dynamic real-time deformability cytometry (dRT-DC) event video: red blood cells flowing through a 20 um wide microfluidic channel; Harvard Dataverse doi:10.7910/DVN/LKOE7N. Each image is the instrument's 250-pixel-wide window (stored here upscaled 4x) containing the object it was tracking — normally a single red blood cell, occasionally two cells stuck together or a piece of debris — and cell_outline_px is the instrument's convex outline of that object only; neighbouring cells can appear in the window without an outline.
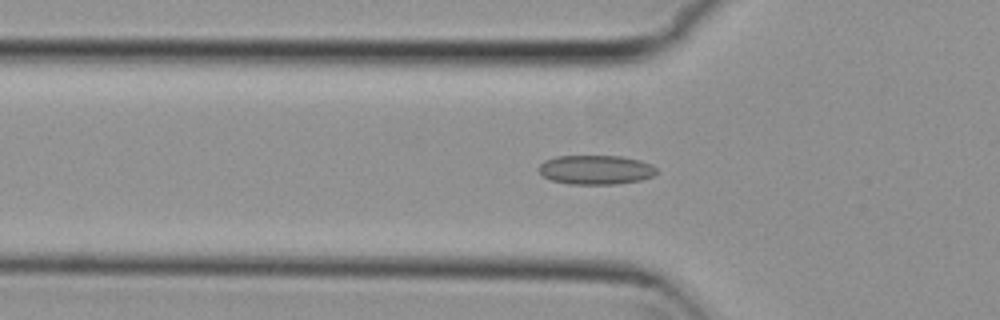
{"species": "common noctule bat (a hibernating species)", "species_latin": "Nyctalus noctula", "temperature_condition": "cold", "stored_images_in_passage": 47, "camera_frame_rate_fps": 3000, "um_per_image_px": 0.085, "animal": {"sex": "female", "body_mass_g": 29.2, "forearm_length_mm": 56.3}, "frame": {"image": 1, "passage_image": 17, "time_ms": 5.333, "image_size_px": [1000, 320], "cell_outline_px": [[656, 172], [652, 176], [640, 180], [616, 184], [568, 184], [552, 180], [544, 176], [540, 172], [540, 164], [544, 160], [556, 156], [620, 156], [640, 160], [652, 164], [656, 168]], "centroid_in_image_um": [50.64, 14.42], "position_along_channel_um": 75.2, "area_um2": 20.0}}
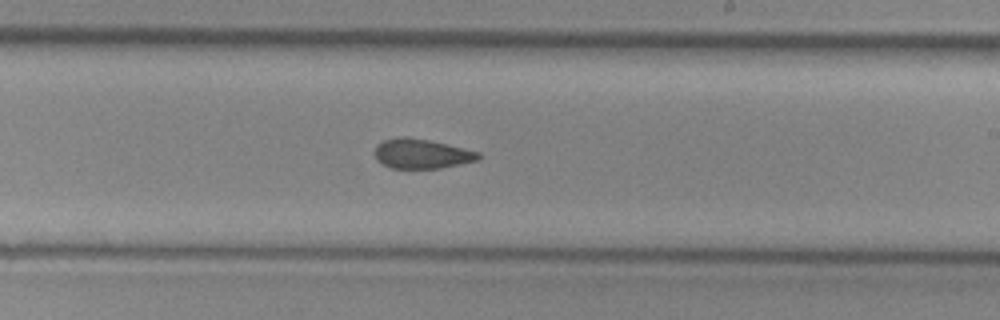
{"frame": {"image": 2, "passage_image": 31, "time_ms": 10.0, "image_size_px": [1000, 320], "cell_outline_px": [[480, 160], [440, 168], [392, 168], [376, 160], [376, 144], [384, 140], [396, 136], [408, 136], [428, 140], [464, 148], [480, 152]], "centroid_in_image_um": [35.84, 13.05], "position_along_channel_um": 253.2, "area_um2": 17.92}}
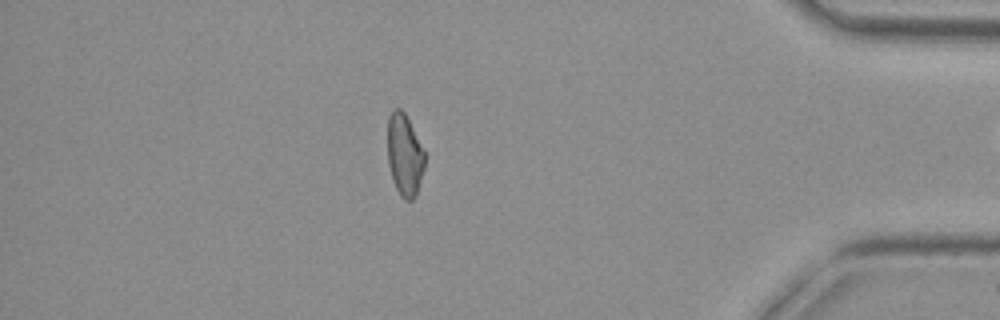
{"frame": {"image": 3, "passage_image": 46, "time_ms": 15.0, "image_size_px": [1000, 320], "cell_outline_px": [[424, 168], [416, 196], [412, 200], [404, 200], [400, 196], [396, 188], [388, 164], [388, 116], [396, 108], [400, 108], [404, 112], [424, 152]], "centroid_in_image_um": [34.38, 13.21], "position_along_channel_um": 400.8, "area_um2": 17.4}}